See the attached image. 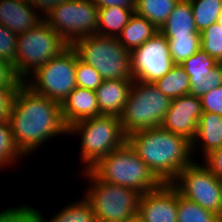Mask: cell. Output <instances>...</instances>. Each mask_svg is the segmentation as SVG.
I'll list each match as a JSON object with an SVG mask.
<instances>
[{
  "instance_id": "cell-19",
  "label": "cell",
  "mask_w": 222,
  "mask_h": 222,
  "mask_svg": "<svg viewBox=\"0 0 222 222\" xmlns=\"http://www.w3.org/2000/svg\"><path fill=\"white\" fill-rule=\"evenodd\" d=\"M164 36H191L197 31L189 0H179L159 29Z\"/></svg>"
},
{
  "instance_id": "cell-17",
  "label": "cell",
  "mask_w": 222,
  "mask_h": 222,
  "mask_svg": "<svg viewBox=\"0 0 222 222\" xmlns=\"http://www.w3.org/2000/svg\"><path fill=\"white\" fill-rule=\"evenodd\" d=\"M134 79L103 80L95 90L101 114L120 116Z\"/></svg>"
},
{
  "instance_id": "cell-39",
  "label": "cell",
  "mask_w": 222,
  "mask_h": 222,
  "mask_svg": "<svg viewBox=\"0 0 222 222\" xmlns=\"http://www.w3.org/2000/svg\"><path fill=\"white\" fill-rule=\"evenodd\" d=\"M32 5L35 7L37 10L38 8L40 9V13L42 17V11L46 15L49 13L54 7L60 5L62 2H66L68 0H29Z\"/></svg>"
},
{
  "instance_id": "cell-36",
  "label": "cell",
  "mask_w": 222,
  "mask_h": 222,
  "mask_svg": "<svg viewBox=\"0 0 222 222\" xmlns=\"http://www.w3.org/2000/svg\"><path fill=\"white\" fill-rule=\"evenodd\" d=\"M200 100L203 112L222 115V86L206 92Z\"/></svg>"
},
{
  "instance_id": "cell-30",
  "label": "cell",
  "mask_w": 222,
  "mask_h": 222,
  "mask_svg": "<svg viewBox=\"0 0 222 222\" xmlns=\"http://www.w3.org/2000/svg\"><path fill=\"white\" fill-rule=\"evenodd\" d=\"M200 37L201 49L218 63H222V26L214 23L200 32Z\"/></svg>"
},
{
  "instance_id": "cell-23",
  "label": "cell",
  "mask_w": 222,
  "mask_h": 222,
  "mask_svg": "<svg viewBox=\"0 0 222 222\" xmlns=\"http://www.w3.org/2000/svg\"><path fill=\"white\" fill-rule=\"evenodd\" d=\"M179 0H135L134 12L153 23L158 29L167 21Z\"/></svg>"
},
{
  "instance_id": "cell-14",
  "label": "cell",
  "mask_w": 222,
  "mask_h": 222,
  "mask_svg": "<svg viewBox=\"0 0 222 222\" xmlns=\"http://www.w3.org/2000/svg\"><path fill=\"white\" fill-rule=\"evenodd\" d=\"M144 222H177V189L171 183L140 197L138 213Z\"/></svg>"
},
{
  "instance_id": "cell-26",
  "label": "cell",
  "mask_w": 222,
  "mask_h": 222,
  "mask_svg": "<svg viewBox=\"0 0 222 222\" xmlns=\"http://www.w3.org/2000/svg\"><path fill=\"white\" fill-rule=\"evenodd\" d=\"M198 32L217 23L222 10V0H189Z\"/></svg>"
},
{
  "instance_id": "cell-31",
  "label": "cell",
  "mask_w": 222,
  "mask_h": 222,
  "mask_svg": "<svg viewBox=\"0 0 222 222\" xmlns=\"http://www.w3.org/2000/svg\"><path fill=\"white\" fill-rule=\"evenodd\" d=\"M77 87L96 90L103 82L101 75L91 65L78 58L75 69Z\"/></svg>"
},
{
  "instance_id": "cell-1",
  "label": "cell",
  "mask_w": 222,
  "mask_h": 222,
  "mask_svg": "<svg viewBox=\"0 0 222 222\" xmlns=\"http://www.w3.org/2000/svg\"><path fill=\"white\" fill-rule=\"evenodd\" d=\"M8 121L14 144L23 157L46 140L68 131L61 104L34 93L25 84L15 92Z\"/></svg>"
},
{
  "instance_id": "cell-12",
  "label": "cell",
  "mask_w": 222,
  "mask_h": 222,
  "mask_svg": "<svg viewBox=\"0 0 222 222\" xmlns=\"http://www.w3.org/2000/svg\"><path fill=\"white\" fill-rule=\"evenodd\" d=\"M132 78L154 83L165 76L175 65L167 38L158 31L141 46L130 52Z\"/></svg>"
},
{
  "instance_id": "cell-28",
  "label": "cell",
  "mask_w": 222,
  "mask_h": 222,
  "mask_svg": "<svg viewBox=\"0 0 222 222\" xmlns=\"http://www.w3.org/2000/svg\"><path fill=\"white\" fill-rule=\"evenodd\" d=\"M42 222H97L90 203L83 197L80 201L66 205L49 221L40 213Z\"/></svg>"
},
{
  "instance_id": "cell-4",
  "label": "cell",
  "mask_w": 222,
  "mask_h": 222,
  "mask_svg": "<svg viewBox=\"0 0 222 222\" xmlns=\"http://www.w3.org/2000/svg\"><path fill=\"white\" fill-rule=\"evenodd\" d=\"M67 133L80 134V154L83 164H86L83 171L91 169L127 141L119 116L116 115L102 114L81 120L69 126Z\"/></svg>"
},
{
  "instance_id": "cell-38",
  "label": "cell",
  "mask_w": 222,
  "mask_h": 222,
  "mask_svg": "<svg viewBox=\"0 0 222 222\" xmlns=\"http://www.w3.org/2000/svg\"><path fill=\"white\" fill-rule=\"evenodd\" d=\"M17 90L0 87V122L8 120L13 98Z\"/></svg>"
},
{
  "instance_id": "cell-41",
  "label": "cell",
  "mask_w": 222,
  "mask_h": 222,
  "mask_svg": "<svg viewBox=\"0 0 222 222\" xmlns=\"http://www.w3.org/2000/svg\"><path fill=\"white\" fill-rule=\"evenodd\" d=\"M126 222H144L139 215H135L132 218H129Z\"/></svg>"
},
{
  "instance_id": "cell-37",
  "label": "cell",
  "mask_w": 222,
  "mask_h": 222,
  "mask_svg": "<svg viewBox=\"0 0 222 222\" xmlns=\"http://www.w3.org/2000/svg\"><path fill=\"white\" fill-rule=\"evenodd\" d=\"M203 159L205 166L222 180V147L210 152Z\"/></svg>"
},
{
  "instance_id": "cell-13",
  "label": "cell",
  "mask_w": 222,
  "mask_h": 222,
  "mask_svg": "<svg viewBox=\"0 0 222 222\" xmlns=\"http://www.w3.org/2000/svg\"><path fill=\"white\" fill-rule=\"evenodd\" d=\"M202 113L200 98L189 94L180 96L171 100L160 127L179 134L191 142L196 135L197 124Z\"/></svg>"
},
{
  "instance_id": "cell-3",
  "label": "cell",
  "mask_w": 222,
  "mask_h": 222,
  "mask_svg": "<svg viewBox=\"0 0 222 222\" xmlns=\"http://www.w3.org/2000/svg\"><path fill=\"white\" fill-rule=\"evenodd\" d=\"M91 170L107 183L132 188L141 194L163 184L127 141L102 158Z\"/></svg>"
},
{
  "instance_id": "cell-33",
  "label": "cell",
  "mask_w": 222,
  "mask_h": 222,
  "mask_svg": "<svg viewBox=\"0 0 222 222\" xmlns=\"http://www.w3.org/2000/svg\"><path fill=\"white\" fill-rule=\"evenodd\" d=\"M17 37L13 31L0 24V58L16 63Z\"/></svg>"
},
{
  "instance_id": "cell-7",
  "label": "cell",
  "mask_w": 222,
  "mask_h": 222,
  "mask_svg": "<svg viewBox=\"0 0 222 222\" xmlns=\"http://www.w3.org/2000/svg\"><path fill=\"white\" fill-rule=\"evenodd\" d=\"M71 47L78 58L94 67L103 80L133 79L130 51L117 37L85 36L75 40Z\"/></svg>"
},
{
  "instance_id": "cell-24",
  "label": "cell",
  "mask_w": 222,
  "mask_h": 222,
  "mask_svg": "<svg viewBox=\"0 0 222 222\" xmlns=\"http://www.w3.org/2000/svg\"><path fill=\"white\" fill-rule=\"evenodd\" d=\"M177 222H222V218L188 200L177 190Z\"/></svg>"
},
{
  "instance_id": "cell-18",
  "label": "cell",
  "mask_w": 222,
  "mask_h": 222,
  "mask_svg": "<svg viewBox=\"0 0 222 222\" xmlns=\"http://www.w3.org/2000/svg\"><path fill=\"white\" fill-rule=\"evenodd\" d=\"M196 146L202 148L204 157L222 147V115L202 113L197 124L196 135L191 141V153L195 152V149L198 150Z\"/></svg>"
},
{
  "instance_id": "cell-22",
  "label": "cell",
  "mask_w": 222,
  "mask_h": 222,
  "mask_svg": "<svg viewBox=\"0 0 222 222\" xmlns=\"http://www.w3.org/2000/svg\"><path fill=\"white\" fill-rule=\"evenodd\" d=\"M154 84L171 100L188 95L191 85L189 75L180 64H175L165 76L156 80Z\"/></svg>"
},
{
  "instance_id": "cell-15",
  "label": "cell",
  "mask_w": 222,
  "mask_h": 222,
  "mask_svg": "<svg viewBox=\"0 0 222 222\" xmlns=\"http://www.w3.org/2000/svg\"><path fill=\"white\" fill-rule=\"evenodd\" d=\"M39 15L29 0H0V24L17 35L40 23Z\"/></svg>"
},
{
  "instance_id": "cell-34",
  "label": "cell",
  "mask_w": 222,
  "mask_h": 222,
  "mask_svg": "<svg viewBox=\"0 0 222 222\" xmlns=\"http://www.w3.org/2000/svg\"><path fill=\"white\" fill-rule=\"evenodd\" d=\"M218 62L202 49L186 59L181 65L186 73L210 71Z\"/></svg>"
},
{
  "instance_id": "cell-32",
  "label": "cell",
  "mask_w": 222,
  "mask_h": 222,
  "mask_svg": "<svg viewBox=\"0 0 222 222\" xmlns=\"http://www.w3.org/2000/svg\"><path fill=\"white\" fill-rule=\"evenodd\" d=\"M0 222H42L40 212L33 207L21 205L0 212Z\"/></svg>"
},
{
  "instance_id": "cell-40",
  "label": "cell",
  "mask_w": 222,
  "mask_h": 222,
  "mask_svg": "<svg viewBox=\"0 0 222 222\" xmlns=\"http://www.w3.org/2000/svg\"><path fill=\"white\" fill-rule=\"evenodd\" d=\"M99 8L109 6H120L125 8H135V0H92Z\"/></svg>"
},
{
  "instance_id": "cell-9",
  "label": "cell",
  "mask_w": 222,
  "mask_h": 222,
  "mask_svg": "<svg viewBox=\"0 0 222 222\" xmlns=\"http://www.w3.org/2000/svg\"><path fill=\"white\" fill-rule=\"evenodd\" d=\"M76 64L77 53L70 45L57 57L37 68L23 84L34 93L62 104L77 87Z\"/></svg>"
},
{
  "instance_id": "cell-6",
  "label": "cell",
  "mask_w": 222,
  "mask_h": 222,
  "mask_svg": "<svg viewBox=\"0 0 222 222\" xmlns=\"http://www.w3.org/2000/svg\"><path fill=\"white\" fill-rule=\"evenodd\" d=\"M170 105L171 99L154 83L134 80L119 116L124 134L160 127Z\"/></svg>"
},
{
  "instance_id": "cell-42",
  "label": "cell",
  "mask_w": 222,
  "mask_h": 222,
  "mask_svg": "<svg viewBox=\"0 0 222 222\" xmlns=\"http://www.w3.org/2000/svg\"><path fill=\"white\" fill-rule=\"evenodd\" d=\"M217 23L222 26V10H221V12L219 14Z\"/></svg>"
},
{
  "instance_id": "cell-5",
  "label": "cell",
  "mask_w": 222,
  "mask_h": 222,
  "mask_svg": "<svg viewBox=\"0 0 222 222\" xmlns=\"http://www.w3.org/2000/svg\"><path fill=\"white\" fill-rule=\"evenodd\" d=\"M90 187L84 198L90 203L97 222H126L137 215L141 193L101 180L91 169L83 171Z\"/></svg>"
},
{
  "instance_id": "cell-27",
  "label": "cell",
  "mask_w": 222,
  "mask_h": 222,
  "mask_svg": "<svg viewBox=\"0 0 222 222\" xmlns=\"http://www.w3.org/2000/svg\"><path fill=\"white\" fill-rule=\"evenodd\" d=\"M168 41L170 55L174 64H182L190 56L201 49L200 33L191 36H165Z\"/></svg>"
},
{
  "instance_id": "cell-8",
  "label": "cell",
  "mask_w": 222,
  "mask_h": 222,
  "mask_svg": "<svg viewBox=\"0 0 222 222\" xmlns=\"http://www.w3.org/2000/svg\"><path fill=\"white\" fill-rule=\"evenodd\" d=\"M17 45L14 67L23 81L70 46L44 19L30 30L19 34Z\"/></svg>"
},
{
  "instance_id": "cell-25",
  "label": "cell",
  "mask_w": 222,
  "mask_h": 222,
  "mask_svg": "<svg viewBox=\"0 0 222 222\" xmlns=\"http://www.w3.org/2000/svg\"><path fill=\"white\" fill-rule=\"evenodd\" d=\"M189 95L201 98L206 92L222 86V63H218L210 71L189 73Z\"/></svg>"
},
{
  "instance_id": "cell-21",
  "label": "cell",
  "mask_w": 222,
  "mask_h": 222,
  "mask_svg": "<svg viewBox=\"0 0 222 222\" xmlns=\"http://www.w3.org/2000/svg\"><path fill=\"white\" fill-rule=\"evenodd\" d=\"M133 13L134 8L120 6L99 8V21L96 35L118 37Z\"/></svg>"
},
{
  "instance_id": "cell-29",
  "label": "cell",
  "mask_w": 222,
  "mask_h": 222,
  "mask_svg": "<svg viewBox=\"0 0 222 222\" xmlns=\"http://www.w3.org/2000/svg\"><path fill=\"white\" fill-rule=\"evenodd\" d=\"M21 152L14 144L10 123L8 120L0 122V168L15 164L22 158Z\"/></svg>"
},
{
  "instance_id": "cell-11",
  "label": "cell",
  "mask_w": 222,
  "mask_h": 222,
  "mask_svg": "<svg viewBox=\"0 0 222 222\" xmlns=\"http://www.w3.org/2000/svg\"><path fill=\"white\" fill-rule=\"evenodd\" d=\"M171 184L180 195L222 218V180L204 164L194 160Z\"/></svg>"
},
{
  "instance_id": "cell-16",
  "label": "cell",
  "mask_w": 222,
  "mask_h": 222,
  "mask_svg": "<svg viewBox=\"0 0 222 222\" xmlns=\"http://www.w3.org/2000/svg\"><path fill=\"white\" fill-rule=\"evenodd\" d=\"M61 114L67 128L81 120L102 115L96 92L76 87L62 102Z\"/></svg>"
},
{
  "instance_id": "cell-2",
  "label": "cell",
  "mask_w": 222,
  "mask_h": 222,
  "mask_svg": "<svg viewBox=\"0 0 222 222\" xmlns=\"http://www.w3.org/2000/svg\"><path fill=\"white\" fill-rule=\"evenodd\" d=\"M127 142L162 183H172L194 161L191 142L161 127L133 132Z\"/></svg>"
},
{
  "instance_id": "cell-20",
  "label": "cell",
  "mask_w": 222,
  "mask_h": 222,
  "mask_svg": "<svg viewBox=\"0 0 222 222\" xmlns=\"http://www.w3.org/2000/svg\"><path fill=\"white\" fill-rule=\"evenodd\" d=\"M158 31L159 29L153 23L134 12L117 38L131 52L133 49L144 44Z\"/></svg>"
},
{
  "instance_id": "cell-35",
  "label": "cell",
  "mask_w": 222,
  "mask_h": 222,
  "mask_svg": "<svg viewBox=\"0 0 222 222\" xmlns=\"http://www.w3.org/2000/svg\"><path fill=\"white\" fill-rule=\"evenodd\" d=\"M23 80L18 76L14 64L0 58V87L7 89H19Z\"/></svg>"
},
{
  "instance_id": "cell-10",
  "label": "cell",
  "mask_w": 222,
  "mask_h": 222,
  "mask_svg": "<svg viewBox=\"0 0 222 222\" xmlns=\"http://www.w3.org/2000/svg\"><path fill=\"white\" fill-rule=\"evenodd\" d=\"M43 18L71 45L79 38L96 34L99 7L92 0H68L54 7Z\"/></svg>"
}]
</instances>
